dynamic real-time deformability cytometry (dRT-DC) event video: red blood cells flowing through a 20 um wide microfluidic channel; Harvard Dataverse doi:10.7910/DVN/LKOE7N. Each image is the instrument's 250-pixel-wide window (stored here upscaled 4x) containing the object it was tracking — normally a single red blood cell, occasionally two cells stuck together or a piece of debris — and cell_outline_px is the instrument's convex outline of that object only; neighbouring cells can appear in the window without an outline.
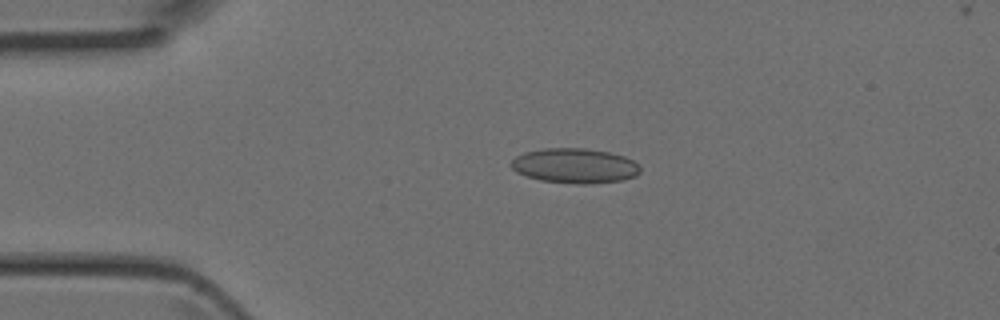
{"species": "Egyptian fruit bat (a non-hibernating species)", "species_latin": "Rousettus aegyptiacus", "temperature_condition": "room temperature", "stored_images_in_passage": 3, "camera_frame_rate_fps": 3000, "um_per_image_px": 0.085, "animal": {"sex": "female"}, "frame": {"image": 1, "passage_image": 2, "time_ms": 0.333, "image_size_px": [1000, 320], "cell_outline_px": [[640, 172], [636, 176], [624, 180], [588, 184], [576, 184], [540, 180], [516, 172], [512, 168], [512, 160], [516, 156], [524, 152], [544, 148], [584, 148], [608, 152], [624, 156], [632, 160], [640, 168]], "centroid_in_image_um": [48.86, 14.09], "position_along_channel_um": 36.1, "area_um2": 26.18}}